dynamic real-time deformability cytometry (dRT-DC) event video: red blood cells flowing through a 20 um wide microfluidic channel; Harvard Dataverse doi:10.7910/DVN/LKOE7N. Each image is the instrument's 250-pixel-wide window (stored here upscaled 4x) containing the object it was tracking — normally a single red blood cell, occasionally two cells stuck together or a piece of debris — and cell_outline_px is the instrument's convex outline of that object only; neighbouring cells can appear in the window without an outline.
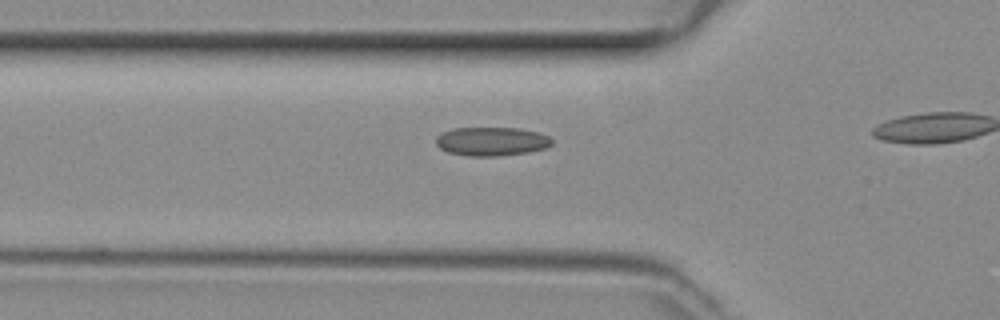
{"species": "common noctule bat (a hibernating species)", "species_latin": "Nyctalus noctula", "temperature_condition": "room temperature", "stored_images_in_passage": 9, "camera_frame_rate_fps": 3000, "um_per_image_px": 0.085, "animal": {"sex": "female", "body_mass_g": 29.2, "forearm_length_mm": 56.3}, "frame": {"image": 1, "passage_image": 7, "time_ms": 2.0, "image_size_px": [1000, 320], "cell_outline_px": [[552, 144], [544, 148], [528, 152], [500, 156], [468, 156], [448, 152], [440, 148], [436, 144], [436, 136], [452, 128], [520, 128], [536, 132], [548, 136], [552, 140]], "centroid_in_image_um": [41.76, 12.02], "position_along_channel_um": 84.0, "area_um2": 19.36}}